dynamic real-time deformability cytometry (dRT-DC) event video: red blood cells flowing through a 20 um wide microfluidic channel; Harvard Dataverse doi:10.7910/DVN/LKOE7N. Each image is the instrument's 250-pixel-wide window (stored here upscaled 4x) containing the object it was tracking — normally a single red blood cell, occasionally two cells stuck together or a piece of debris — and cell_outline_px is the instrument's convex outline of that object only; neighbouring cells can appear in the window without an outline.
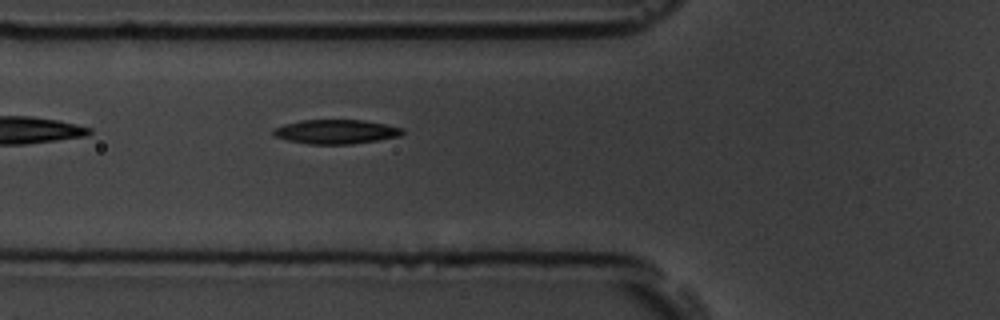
{"species": "common noctule bat (a hibernating species)", "species_latin": "Nyctalus noctula", "temperature_condition": "room temperature", "stored_images_in_passage": 6, "camera_frame_rate_fps": 3000, "um_per_image_px": 0.085, "animal": {"sex": "male", "body_mass_g": 19.5, "forearm_length_mm": 54.6}, "frame": {"image": 1, "passage_image": 6, "time_ms": 1.667, "image_size_px": [1000, 320], "cell_outline_px": [[404, 132], [400, 136], [380, 140], [352, 144], [308, 144], [288, 140], [272, 136], [272, 128], [284, 124], [300, 120], [364, 120], [404, 128]], "centroid_in_image_um": [28.53, 11.2], "position_along_channel_um": 97.3, "area_um2": 18.44}}